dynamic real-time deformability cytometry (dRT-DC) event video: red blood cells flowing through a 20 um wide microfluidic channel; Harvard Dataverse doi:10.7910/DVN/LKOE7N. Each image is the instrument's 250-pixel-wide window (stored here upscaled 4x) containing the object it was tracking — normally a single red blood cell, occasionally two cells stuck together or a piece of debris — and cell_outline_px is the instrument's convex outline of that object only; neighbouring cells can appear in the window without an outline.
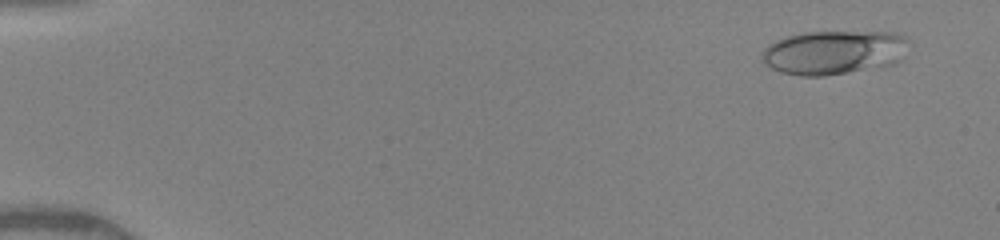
{"species": "human", "species_latin": "Homo sapiens", "temperature_condition": "warm", "stored_images_in_passage": 50, "camera_frame_rate_fps": 3000, "um_per_image_px": 0.085, "donor": {"sex": "female"}, "frame": {"image": 1, "passage_image": 4, "time_ms": 1.0, "image_size_px": [1000, 240], "cell_outline_px": [[912, 44], [900, 60], [892, 64], [824, 76], [800, 76], [780, 72], [772, 68], [764, 60], [764, 48], [768, 44], [776, 40], [788, 36], [804, 32], [904, 32], [908, 36]], "centroid_in_image_um": [70.98, 4.43], "position_along_channel_um": 14.0, "area_um2": 37.86}}
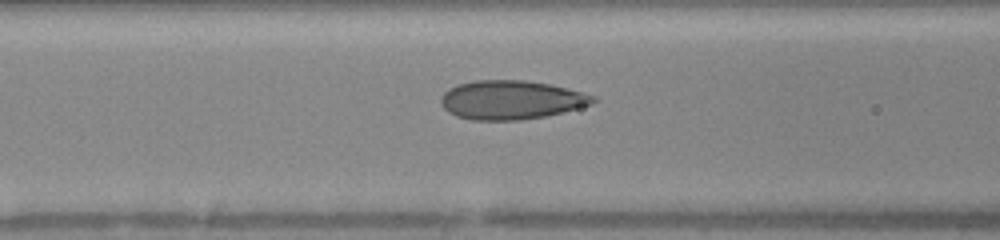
{"frame": {"image": 2, "passage_image": 22, "time_ms": 7.0, "image_size_px": [1000, 240], "cell_outline_px": [[596, 100], [592, 104], [544, 116], [520, 120], [472, 120], [456, 116], [448, 112], [440, 104], [440, 96], [448, 88], [456, 84], [476, 80], [524, 80], [548, 84], [596, 96]], "centroid_in_image_um": [43.36, 8.49], "position_along_channel_um": 123.2, "area_um2": 34.33}}
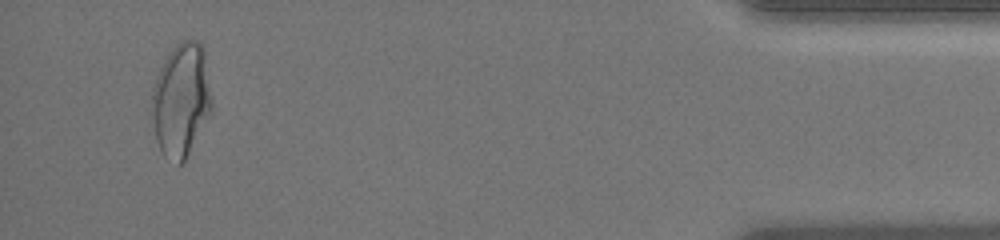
{"frame": {"image": 3, "passage_image": 48, "time_ms": 15.667, "image_size_px": [1000, 240], "cell_outline_px": [[212, 112], [184, 160], [180, 164], [164, 156], [156, 140], [152, 108], [152, 88], [156, 76], [168, 52], [180, 40], [200, 40], [204, 48], [212, 100]], "centroid_in_image_um": [15.41, 8.43], "position_along_channel_um": 419.8, "area_um2": 39.59}, "authors_computed_cell_mechanics": {"area_um2": 34.4488, "velocity_mm_per_s": 4.1283, "shape_relaxation_time_tau1_ms": 6.2828, "shape_relaxation_time_tau2_ms": 0.7198, "deformation_change_tau1": 0.1989, "deformation_change_tau2": 0.0799}}